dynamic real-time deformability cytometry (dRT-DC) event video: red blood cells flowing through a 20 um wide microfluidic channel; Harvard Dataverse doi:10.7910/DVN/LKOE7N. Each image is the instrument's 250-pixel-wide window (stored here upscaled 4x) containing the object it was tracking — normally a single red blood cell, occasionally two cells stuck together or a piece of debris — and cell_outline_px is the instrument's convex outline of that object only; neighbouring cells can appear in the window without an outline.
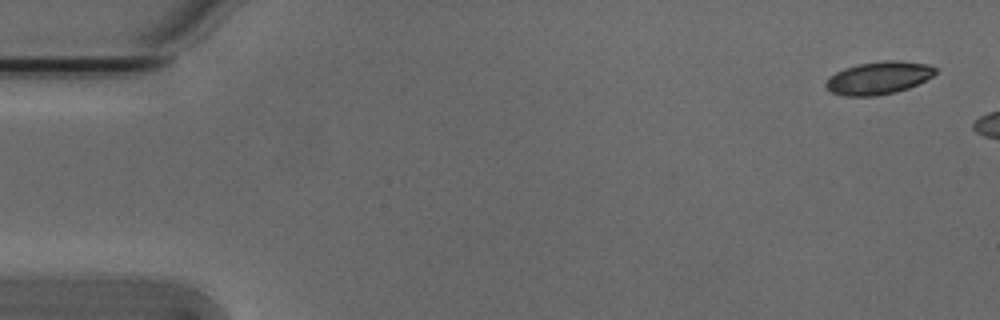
{"species": "Egyptian fruit bat (a non-hibernating species)", "species_latin": "Rousettus aegyptiacus", "temperature_condition": "cold", "stored_images_in_passage": 3, "camera_frame_rate_fps": 3000, "um_per_image_px": 0.085, "animal": {"sex": "male"}, "frame": {"image": 1, "passage_image": 1, "time_ms": 0.0, "image_size_px": [1000, 320], "cell_outline_px": [[936, 72], [932, 76], [908, 88], [896, 92], [876, 96], [844, 96], [828, 92], [824, 88], [824, 84], [828, 76], [844, 68], [860, 64], [884, 60], [900, 60], [928, 64], [936, 68]], "centroid_in_image_um": [74.61, 6.63], "position_along_channel_um": 10.4, "area_um2": 21.1}}